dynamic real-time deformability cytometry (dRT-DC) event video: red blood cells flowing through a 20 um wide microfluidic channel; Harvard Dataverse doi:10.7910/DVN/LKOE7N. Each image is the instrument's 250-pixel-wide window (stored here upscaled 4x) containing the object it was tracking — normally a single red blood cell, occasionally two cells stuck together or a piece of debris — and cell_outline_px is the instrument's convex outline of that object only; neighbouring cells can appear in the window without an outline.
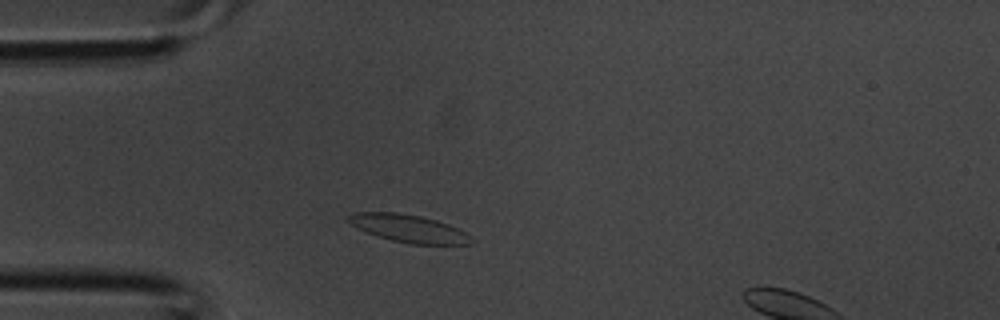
{"species": "common noctule bat (a hibernating species)", "species_latin": "Nyctalus noctula", "temperature_condition": "room temperature", "stored_images_in_passage": 6, "camera_frame_rate_fps": 3000, "um_per_image_px": 0.085, "animal": {"sex": "male", "body_mass_g": 20.1, "forearm_length_mm": 53.5}, "frame": {"image": 1, "passage_image": 4, "time_ms": 1.0, "image_size_px": [1000, 320], "cell_outline_px": [[476, 240], [472, 244], [412, 244], [392, 240], [376, 236], [356, 228], [348, 220], [348, 216], [356, 212], [396, 212], [420, 216], [436, 220], [448, 224], [464, 232]], "centroid_in_image_um": [34.75, 19.42], "position_along_channel_um": 50.3, "area_um2": 19.71}}